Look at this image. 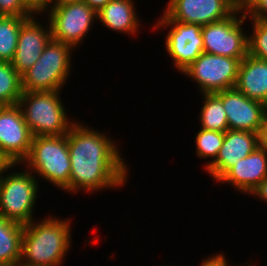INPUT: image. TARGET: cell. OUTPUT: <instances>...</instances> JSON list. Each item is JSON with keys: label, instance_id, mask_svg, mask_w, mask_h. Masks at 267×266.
Returning <instances> with one entry per match:
<instances>
[{"label": "cell", "instance_id": "obj_1", "mask_svg": "<svg viewBox=\"0 0 267 266\" xmlns=\"http://www.w3.org/2000/svg\"><path fill=\"white\" fill-rule=\"evenodd\" d=\"M66 136L71 170L69 185L63 191L92 193L126 184L129 168L107 134L75 122Z\"/></svg>", "mask_w": 267, "mask_h": 266}, {"label": "cell", "instance_id": "obj_2", "mask_svg": "<svg viewBox=\"0 0 267 266\" xmlns=\"http://www.w3.org/2000/svg\"><path fill=\"white\" fill-rule=\"evenodd\" d=\"M50 215L24 225L20 262L24 266H61L71 243V221Z\"/></svg>", "mask_w": 267, "mask_h": 266}, {"label": "cell", "instance_id": "obj_3", "mask_svg": "<svg viewBox=\"0 0 267 266\" xmlns=\"http://www.w3.org/2000/svg\"><path fill=\"white\" fill-rule=\"evenodd\" d=\"M60 91L22 92L18 105L33 137L65 135L75 123L67 118Z\"/></svg>", "mask_w": 267, "mask_h": 266}, {"label": "cell", "instance_id": "obj_4", "mask_svg": "<svg viewBox=\"0 0 267 266\" xmlns=\"http://www.w3.org/2000/svg\"><path fill=\"white\" fill-rule=\"evenodd\" d=\"M38 175L64 190L70 182L71 159L67 136H35L28 157L22 162Z\"/></svg>", "mask_w": 267, "mask_h": 266}, {"label": "cell", "instance_id": "obj_5", "mask_svg": "<svg viewBox=\"0 0 267 266\" xmlns=\"http://www.w3.org/2000/svg\"><path fill=\"white\" fill-rule=\"evenodd\" d=\"M73 47L50 40L38 61L21 75L23 92L58 91L66 84L72 70Z\"/></svg>", "mask_w": 267, "mask_h": 266}, {"label": "cell", "instance_id": "obj_6", "mask_svg": "<svg viewBox=\"0 0 267 266\" xmlns=\"http://www.w3.org/2000/svg\"><path fill=\"white\" fill-rule=\"evenodd\" d=\"M14 166L17 165L7 164L0 172V216L26 225L34 220L32 213L38 199V179L28 169L3 175Z\"/></svg>", "mask_w": 267, "mask_h": 266}, {"label": "cell", "instance_id": "obj_7", "mask_svg": "<svg viewBox=\"0 0 267 266\" xmlns=\"http://www.w3.org/2000/svg\"><path fill=\"white\" fill-rule=\"evenodd\" d=\"M245 19V12L236 10L226 19L202 26L203 52L243 60L248 55V34L242 27Z\"/></svg>", "mask_w": 267, "mask_h": 266}, {"label": "cell", "instance_id": "obj_8", "mask_svg": "<svg viewBox=\"0 0 267 266\" xmlns=\"http://www.w3.org/2000/svg\"><path fill=\"white\" fill-rule=\"evenodd\" d=\"M48 10L52 40L73 48L79 46L97 19V12L85 2H63Z\"/></svg>", "mask_w": 267, "mask_h": 266}, {"label": "cell", "instance_id": "obj_9", "mask_svg": "<svg viewBox=\"0 0 267 266\" xmlns=\"http://www.w3.org/2000/svg\"><path fill=\"white\" fill-rule=\"evenodd\" d=\"M240 60L203 52L182 73L196 81L201 94L234 88Z\"/></svg>", "mask_w": 267, "mask_h": 266}, {"label": "cell", "instance_id": "obj_10", "mask_svg": "<svg viewBox=\"0 0 267 266\" xmlns=\"http://www.w3.org/2000/svg\"><path fill=\"white\" fill-rule=\"evenodd\" d=\"M154 26L170 29L165 40L166 51L180 73L188 68L203 53L202 26L172 20L165 12ZM168 27V28H167Z\"/></svg>", "mask_w": 267, "mask_h": 266}, {"label": "cell", "instance_id": "obj_11", "mask_svg": "<svg viewBox=\"0 0 267 266\" xmlns=\"http://www.w3.org/2000/svg\"><path fill=\"white\" fill-rule=\"evenodd\" d=\"M32 139L20 106H0V156L7 164L22 165L29 155Z\"/></svg>", "mask_w": 267, "mask_h": 266}, {"label": "cell", "instance_id": "obj_12", "mask_svg": "<svg viewBox=\"0 0 267 266\" xmlns=\"http://www.w3.org/2000/svg\"><path fill=\"white\" fill-rule=\"evenodd\" d=\"M236 10L228 0H169L164 12L177 22L204 26L226 19Z\"/></svg>", "mask_w": 267, "mask_h": 266}, {"label": "cell", "instance_id": "obj_13", "mask_svg": "<svg viewBox=\"0 0 267 266\" xmlns=\"http://www.w3.org/2000/svg\"><path fill=\"white\" fill-rule=\"evenodd\" d=\"M214 94L222 101L229 130L258 132L267 112L264 103L246 97L235 87Z\"/></svg>", "mask_w": 267, "mask_h": 266}, {"label": "cell", "instance_id": "obj_14", "mask_svg": "<svg viewBox=\"0 0 267 266\" xmlns=\"http://www.w3.org/2000/svg\"><path fill=\"white\" fill-rule=\"evenodd\" d=\"M35 18L31 16L21 25L15 56L11 62L20 75L38 61L52 39L49 21V28H45Z\"/></svg>", "mask_w": 267, "mask_h": 266}, {"label": "cell", "instance_id": "obj_15", "mask_svg": "<svg viewBox=\"0 0 267 266\" xmlns=\"http://www.w3.org/2000/svg\"><path fill=\"white\" fill-rule=\"evenodd\" d=\"M258 147L257 133L227 130L223 145L213 163L206 170L215 182L237 161L250 155Z\"/></svg>", "mask_w": 267, "mask_h": 266}, {"label": "cell", "instance_id": "obj_16", "mask_svg": "<svg viewBox=\"0 0 267 266\" xmlns=\"http://www.w3.org/2000/svg\"><path fill=\"white\" fill-rule=\"evenodd\" d=\"M267 177V151L257 147L250 155L237 161L218 180L248 195Z\"/></svg>", "mask_w": 267, "mask_h": 266}, {"label": "cell", "instance_id": "obj_17", "mask_svg": "<svg viewBox=\"0 0 267 266\" xmlns=\"http://www.w3.org/2000/svg\"><path fill=\"white\" fill-rule=\"evenodd\" d=\"M235 88L246 97L267 103V61L249 54L240 61Z\"/></svg>", "mask_w": 267, "mask_h": 266}, {"label": "cell", "instance_id": "obj_18", "mask_svg": "<svg viewBox=\"0 0 267 266\" xmlns=\"http://www.w3.org/2000/svg\"><path fill=\"white\" fill-rule=\"evenodd\" d=\"M133 0H111L97 12V20L112 31L136 34L139 30V18Z\"/></svg>", "mask_w": 267, "mask_h": 266}, {"label": "cell", "instance_id": "obj_19", "mask_svg": "<svg viewBox=\"0 0 267 266\" xmlns=\"http://www.w3.org/2000/svg\"><path fill=\"white\" fill-rule=\"evenodd\" d=\"M24 225L0 216V264L20 262Z\"/></svg>", "mask_w": 267, "mask_h": 266}, {"label": "cell", "instance_id": "obj_20", "mask_svg": "<svg viewBox=\"0 0 267 266\" xmlns=\"http://www.w3.org/2000/svg\"><path fill=\"white\" fill-rule=\"evenodd\" d=\"M29 17L0 16V62H12L21 25Z\"/></svg>", "mask_w": 267, "mask_h": 266}, {"label": "cell", "instance_id": "obj_21", "mask_svg": "<svg viewBox=\"0 0 267 266\" xmlns=\"http://www.w3.org/2000/svg\"><path fill=\"white\" fill-rule=\"evenodd\" d=\"M202 95L204 99L199 116L201 128L218 132L229 130L222 101L214 93Z\"/></svg>", "mask_w": 267, "mask_h": 266}, {"label": "cell", "instance_id": "obj_22", "mask_svg": "<svg viewBox=\"0 0 267 266\" xmlns=\"http://www.w3.org/2000/svg\"><path fill=\"white\" fill-rule=\"evenodd\" d=\"M21 75L10 62H0V106L18 104L22 95Z\"/></svg>", "mask_w": 267, "mask_h": 266}, {"label": "cell", "instance_id": "obj_23", "mask_svg": "<svg viewBox=\"0 0 267 266\" xmlns=\"http://www.w3.org/2000/svg\"><path fill=\"white\" fill-rule=\"evenodd\" d=\"M225 132H218L200 128L195 136L196 153L200 158L210 157V162L205 164V169L215 161L220 148L223 145Z\"/></svg>", "mask_w": 267, "mask_h": 266}, {"label": "cell", "instance_id": "obj_24", "mask_svg": "<svg viewBox=\"0 0 267 266\" xmlns=\"http://www.w3.org/2000/svg\"><path fill=\"white\" fill-rule=\"evenodd\" d=\"M252 34L248 35V54L267 61V20L250 18Z\"/></svg>", "mask_w": 267, "mask_h": 266}, {"label": "cell", "instance_id": "obj_25", "mask_svg": "<svg viewBox=\"0 0 267 266\" xmlns=\"http://www.w3.org/2000/svg\"><path fill=\"white\" fill-rule=\"evenodd\" d=\"M0 16L31 17L34 15L21 0H0Z\"/></svg>", "mask_w": 267, "mask_h": 266}, {"label": "cell", "instance_id": "obj_26", "mask_svg": "<svg viewBox=\"0 0 267 266\" xmlns=\"http://www.w3.org/2000/svg\"><path fill=\"white\" fill-rule=\"evenodd\" d=\"M244 12L247 18L267 20V0H251Z\"/></svg>", "mask_w": 267, "mask_h": 266}, {"label": "cell", "instance_id": "obj_27", "mask_svg": "<svg viewBox=\"0 0 267 266\" xmlns=\"http://www.w3.org/2000/svg\"><path fill=\"white\" fill-rule=\"evenodd\" d=\"M258 147L267 151V112L264 114L261 126L257 132Z\"/></svg>", "mask_w": 267, "mask_h": 266}, {"label": "cell", "instance_id": "obj_28", "mask_svg": "<svg viewBox=\"0 0 267 266\" xmlns=\"http://www.w3.org/2000/svg\"><path fill=\"white\" fill-rule=\"evenodd\" d=\"M203 262L199 266H228V263L224 256V254H216L214 256H210L207 259H203ZM242 266V265H241ZM245 266V265H244ZM252 266V265H248Z\"/></svg>", "mask_w": 267, "mask_h": 266}, {"label": "cell", "instance_id": "obj_29", "mask_svg": "<svg viewBox=\"0 0 267 266\" xmlns=\"http://www.w3.org/2000/svg\"><path fill=\"white\" fill-rule=\"evenodd\" d=\"M22 3L35 15L44 12V0H21Z\"/></svg>", "mask_w": 267, "mask_h": 266}, {"label": "cell", "instance_id": "obj_30", "mask_svg": "<svg viewBox=\"0 0 267 266\" xmlns=\"http://www.w3.org/2000/svg\"><path fill=\"white\" fill-rule=\"evenodd\" d=\"M252 194L253 196L255 195L256 198L258 197L260 200L267 202V177L258 184L250 195Z\"/></svg>", "mask_w": 267, "mask_h": 266}, {"label": "cell", "instance_id": "obj_31", "mask_svg": "<svg viewBox=\"0 0 267 266\" xmlns=\"http://www.w3.org/2000/svg\"><path fill=\"white\" fill-rule=\"evenodd\" d=\"M111 0H84V2L98 12L102 7H104Z\"/></svg>", "mask_w": 267, "mask_h": 266}, {"label": "cell", "instance_id": "obj_32", "mask_svg": "<svg viewBox=\"0 0 267 266\" xmlns=\"http://www.w3.org/2000/svg\"><path fill=\"white\" fill-rule=\"evenodd\" d=\"M237 10H245L251 0H228Z\"/></svg>", "mask_w": 267, "mask_h": 266}, {"label": "cell", "instance_id": "obj_33", "mask_svg": "<svg viewBox=\"0 0 267 266\" xmlns=\"http://www.w3.org/2000/svg\"><path fill=\"white\" fill-rule=\"evenodd\" d=\"M63 2H67V0H44V11H48L50 6L52 7Z\"/></svg>", "mask_w": 267, "mask_h": 266}, {"label": "cell", "instance_id": "obj_34", "mask_svg": "<svg viewBox=\"0 0 267 266\" xmlns=\"http://www.w3.org/2000/svg\"><path fill=\"white\" fill-rule=\"evenodd\" d=\"M7 165V162L0 156V172L4 169Z\"/></svg>", "mask_w": 267, "mask_h": 266}, {"label": "cell", "instance_id": "obj_35", "mask_svg": "<svg viewBox=\"0 0 267 266\" xmlns=\"http://www.w3.org/2000/svg\"><path fill=\"white\" fill-rule=\"evenodd\" d=\"M0 266H23L21 262H15L10 264H1Z\"/></svg>", "mask_w": 267, "mask_h": 266}, {"label": "cell", "instance_id": "obj_36", "mask_svg": "<svg viewBox=\"0 0 267 266\" xmlns=\"http://www.w3.org/2000/svg\"><path fill=\"white\" fill-rule=\"evenodd\" d=\"M67 2H84V0H67Z\"/></svg>", "mask_w": 267, "mask_h": 266}]
</instances>
